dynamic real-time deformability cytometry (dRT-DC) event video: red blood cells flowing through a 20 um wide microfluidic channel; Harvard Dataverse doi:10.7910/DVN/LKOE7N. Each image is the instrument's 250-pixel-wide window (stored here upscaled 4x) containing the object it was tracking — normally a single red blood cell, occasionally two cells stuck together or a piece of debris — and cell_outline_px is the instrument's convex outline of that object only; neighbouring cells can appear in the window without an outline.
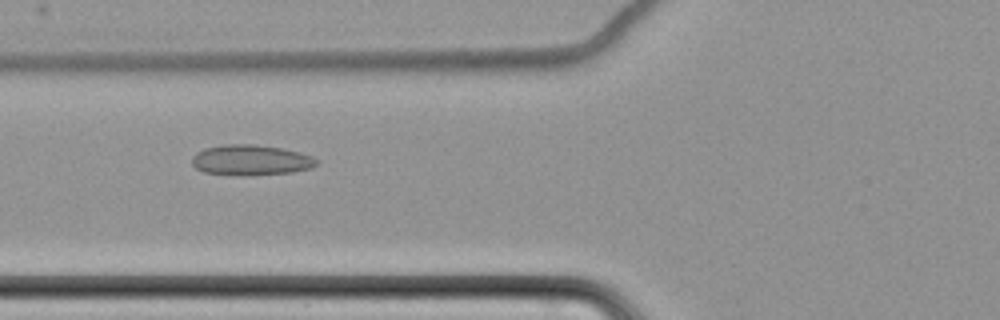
{"species": "common noctule bat (a hibernating species)", "species_latin": "Nyctalus noctula", "temperature_condition": "cold", "stored_images_in_passage": 7, "camera_frame_rate_fps": 3000, "um_per_image_px": 0.085, "animal": {"sex": "female", "body_mass_g": 22.7, "forearm_length_mm": 54.2}, "frame": {"image": 1, "passage_image": 6, "time_ms": 7.0, "image_size_px": [1000, 320], "cell_outline_px": [[320, 160], [312, 168], [292, 172], [248, 176], [204, 172], [196, 168], [192, 164], [192, 156], [196, 152], [204, 148], [224, 144], [256, 144], [284, 148], [312, 156]], "centroid_in_image_um": [21.33, 13.6], "position_along_channel_um": 104.5, "area_um2": 22.37}}
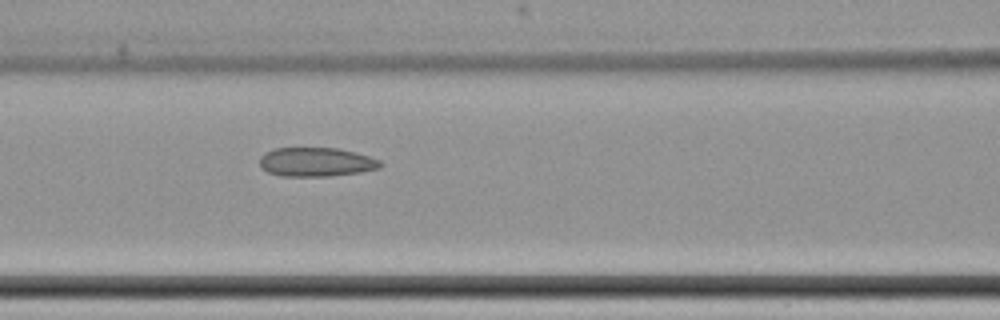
{"frame": {"image": 2, "passage_image": 7, "time_ms": 8.0, "image_size_px": [1000, 320], "cell_outline_px": [[384, 164], [380, 168], [360, 172], [328, 176], [280, 176], [268, 172], [260, 168], [260, 156], [264, 152], [272, 148], [340, 148], [356, 152], [380, 160]], "centroid_in_image_um": [26.86, 13.76], "position_along_channel_um": 139.7, "area_um2": 20.63}}